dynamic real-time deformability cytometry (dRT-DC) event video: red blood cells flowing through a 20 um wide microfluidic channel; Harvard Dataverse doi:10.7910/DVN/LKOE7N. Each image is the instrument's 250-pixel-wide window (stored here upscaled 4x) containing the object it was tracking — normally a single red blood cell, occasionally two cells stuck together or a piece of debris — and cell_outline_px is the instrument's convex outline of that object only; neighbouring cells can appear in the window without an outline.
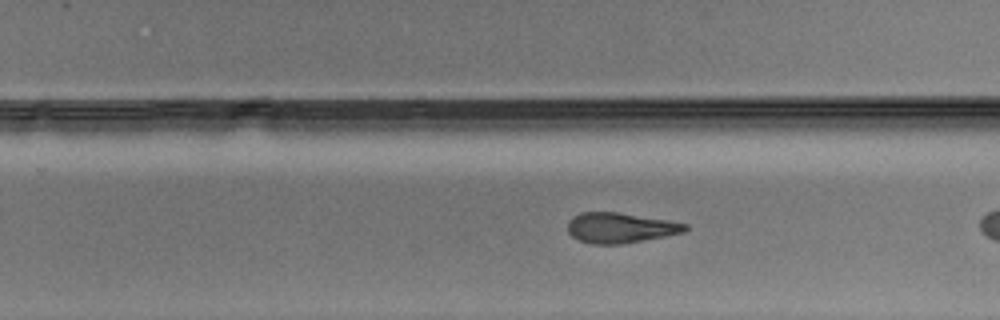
{"species": "Egyptian fruit bat (a non-hibernating species)", "species_latin": "Rousettus aegyptiacus", "temperature_condition": "warm", "stored_images_in_passage": 21, "camera_frame_rate_fps": 3000, "um_per_image_px": 0.085, "animal": {"sex": "male"}, "frame": {"image": 1, "passage_image": 15, "time_ms": 4.667, "image_size_px": [1000, 320], "cell_outline_px": [[688, 228], [684, 232], [664, 236], [620, 244], [592, 244], [580, 240], [572, 236], [568, 232], [568, 220], [572, 216], [580, 212], [620, 212], [668, 220], [688, 224]], "centroid_in_image_um": [52.7, 19.35], "position_along_channel_um": 277.1, "area_um2": 20.69}}